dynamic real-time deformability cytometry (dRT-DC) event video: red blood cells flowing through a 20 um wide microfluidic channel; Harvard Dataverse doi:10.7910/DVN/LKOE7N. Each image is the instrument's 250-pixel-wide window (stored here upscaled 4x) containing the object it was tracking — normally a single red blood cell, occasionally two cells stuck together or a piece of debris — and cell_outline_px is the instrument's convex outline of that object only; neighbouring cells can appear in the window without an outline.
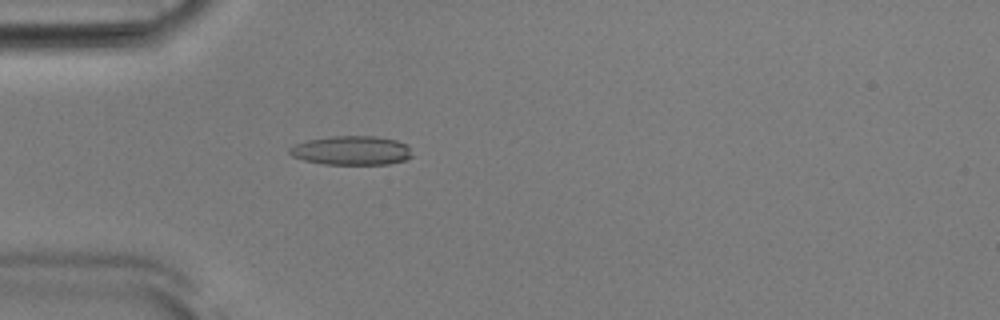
{"species": "Egyptian fruit bat (a non-hibernating species)", "species_latin": "Rousettus aegyptiacus", "temperature_condition": "room temperature", "stored_images_in_passage": 52, "camera_frame_rate_fps": 3000, "um_per_image_px": 0.085, "animal": {"sex": "male"}, "frame": {"image": 1, "passage_image": 15, "time_ms": 4.667, "image_size_px": [1000, 320], "cell_outline_px": [[412, 156], [404, 160], [388, 164], [324, 164], [304, 160], [292, 156], [288, 152], [288, 148], [296, 144], [308, 140], [332, 136], [376, 136], [396, 140], [408, 144]], "centroid_in_image_um": [29.88, 12.79], "position_along_channel_um": 55.1, "area_um2": 20.75}}
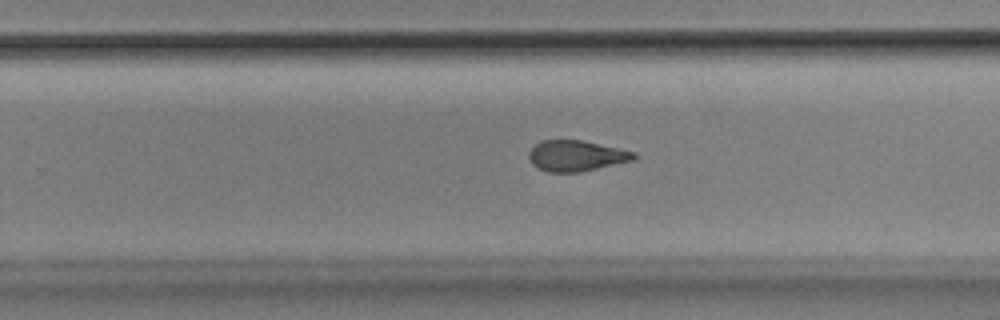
{"frame": {"image": 2, "passage_image": 33, "time_ms": 10.667, "image_size_px": [1000, 320], "cell_outline_px": [[640, 156], [632, 160], [580, 172], [548, 172], [536, 168], [532, 164], [528, 156], [528, 152], [540, 140], [580, 140], [636, 152]], "centroid_in_image_um": [48.95, 13.24], "position_along_channel_um": 280.8, "area_um2": 18.79}}
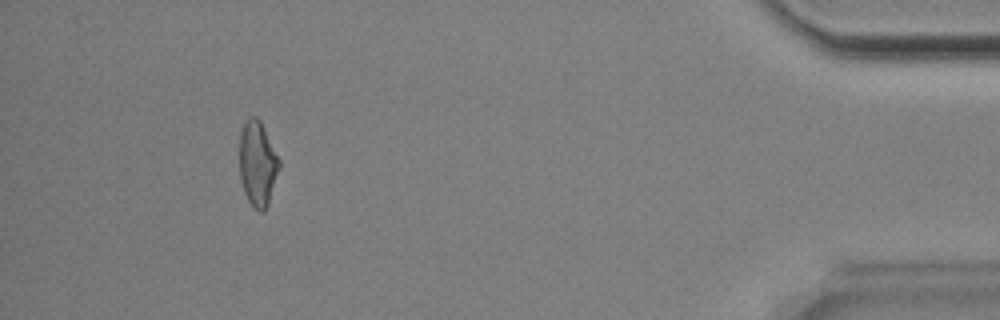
{"frame": {"image": 3, "passage_image": 48, "time_ms": 15.667, "image_size_px": [1000, 320], "cell_outline_px": [[280, 168], [268, 204], [264, 212], [260, 212], [252, 208], [244, 192], [240, 180], [240, 132], [244, 120], [252, 116], [256, 116], [260, 120], [280, 160]], "centroid_in_image_um": [21.89, 13.92], "position_along_channel_um": 413.3, "area_um2": 19.88}, "authors_computed_cell_mechanics": {"area_um2": 19.9699, "velocity_mm_per_s": 3.8848, "shape_relaxation_time_tau1_ms": 6.4993, "shape_relaxation_time_tau2_ms": 3.3801, "deformation_change_tau1": 0.1614, "deformation_change_tau2": 0.1264}}